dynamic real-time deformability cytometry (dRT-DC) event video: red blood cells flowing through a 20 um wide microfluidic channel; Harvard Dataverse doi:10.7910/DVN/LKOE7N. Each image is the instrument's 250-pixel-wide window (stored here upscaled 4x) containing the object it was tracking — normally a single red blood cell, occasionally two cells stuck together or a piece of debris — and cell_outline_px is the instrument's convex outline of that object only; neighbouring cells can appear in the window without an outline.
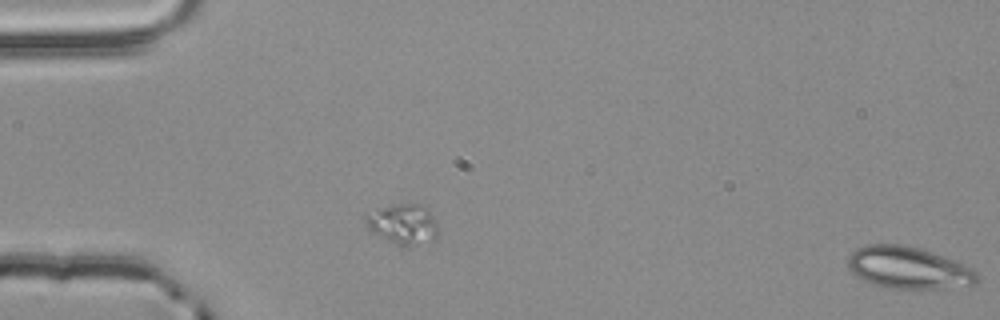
{"species": "common noctule bat (a hibernating species)", "species_latin": "Nyctalus noctula", "temperature_condition": "room temperature", "stored_images_in_passage": 2, "segment_of_instrument_passage": [2, 2], "camera_frame_rate_fps": 3000, "um_per_image_px": 0.085, "animal": {"sex": "male", "body_mass_g": 20.4}, "frame": {"image": 1, "passage_image": 2, "time_ms": 0.333, "image_size_px": [1000, 320], "cell_outline_px": [[976, 284], [936, 288], [896, 288], [876, 284], [864, 280], [856, 276], [848, 268], [848, 256], [856, 248], [868, 244], [904, 244], [920, 248], [956, 260], [972, 268], [976, 272]], "centroid_in_image_um": [77.19, 22.73], "position_along_channel_um": 7.8, "area_um2": 31.27}}